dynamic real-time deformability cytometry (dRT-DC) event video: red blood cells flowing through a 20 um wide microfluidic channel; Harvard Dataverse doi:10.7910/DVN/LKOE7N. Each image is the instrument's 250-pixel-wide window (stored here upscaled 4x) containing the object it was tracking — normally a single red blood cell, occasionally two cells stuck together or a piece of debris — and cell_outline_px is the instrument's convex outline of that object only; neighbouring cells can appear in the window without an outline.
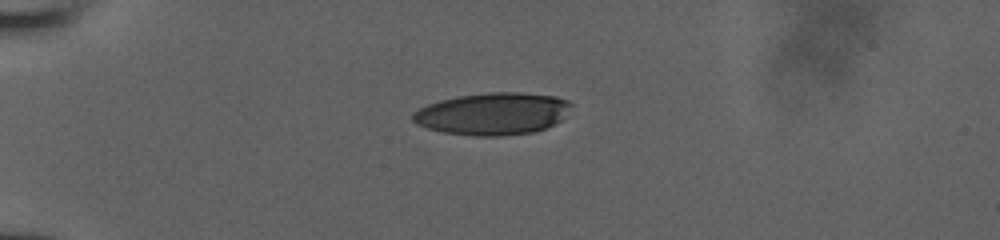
{"species": "human", "species_latin": "Homo sapiens", "temperature_condition": "room temperature", "stored_images_in_passage": 4, "camera_frame_rate_fps": 3000, "um_per_image_px": 0.085, "donor": {"sex": "male"}, "frame": {"image": 1, "passage_image": 1, "time_ms": 0.0, "image_size_px": [1000, 240], "cell_outline_px": [[572, 104], [560, 120], [544, 128], [532, 132], [500, 136], [476, 136], [444, 132], [428, 128], [416, 124], [412, 120], [412, 112], [428, 104], [440, 100], [456, 96], [488, 92], [520, 92], [556, 96], [568, 100]], "centroid_in_image_um": [41.85, 9.65], "position_along_channel_um": 43.2, "area_um2": 38.78}}
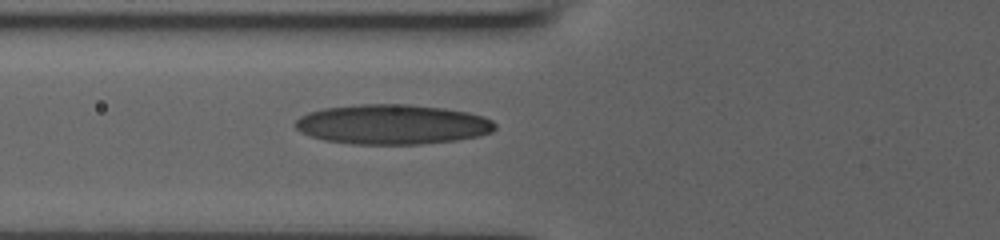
{"frame": {"image": 2, "passage_image": 4, "time_ms": 1.0, "image_size_px": [1000, 240], "cell_outline_px": [[496, 128], [492, 132], [480, 136], [456, 140], [420, 144], [352, 144], [324, 140], [300, 132], [292, 124], [300, 116], [308, 112], [324, 108], [360, 104], [408, 104], [444, 108], [468, 112], [484, 116], [492, 120], [496, 124]], "centroid_in_image_um": [33.35, 10.57], "position_along_channel_um": 92.4, "area_um2": 46.64}}